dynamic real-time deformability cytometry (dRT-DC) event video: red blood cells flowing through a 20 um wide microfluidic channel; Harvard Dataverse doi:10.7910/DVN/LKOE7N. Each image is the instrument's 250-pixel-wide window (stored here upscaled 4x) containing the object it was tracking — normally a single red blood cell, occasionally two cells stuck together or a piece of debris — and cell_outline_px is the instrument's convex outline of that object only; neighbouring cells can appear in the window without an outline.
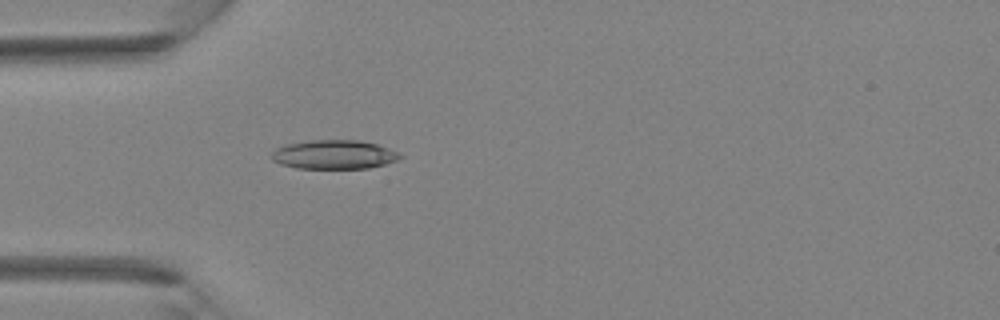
{"species": "Egyptian fruit bat (a non-hibernating species)", "species_latin": "Rousettus aegyptiacus", "temperature_condition": "room temperature", "stored_images_in_passage": 30, "camera_frame_rate_fps": 3000, "um_per_image_px": 0.085, "animal": {"sex": "female"}, "frame": {"image": 1, "passage_image": 1, "time_ms": 0.0, "image_size_px": [1000, 320], "cell_outline_px": [[404, 156], [396, 160], [384, 164], [368, 168], [296, 168], [280, 164], [272, 160], [272, 152], [276, 148], [288, 144], [312, 140], [360, 140], [376, 144], [388, 148]], "centroid_in_image_um": [28.38, 13.14], "position_along_channel_um": 56.6, "area_um2": 21.5}}
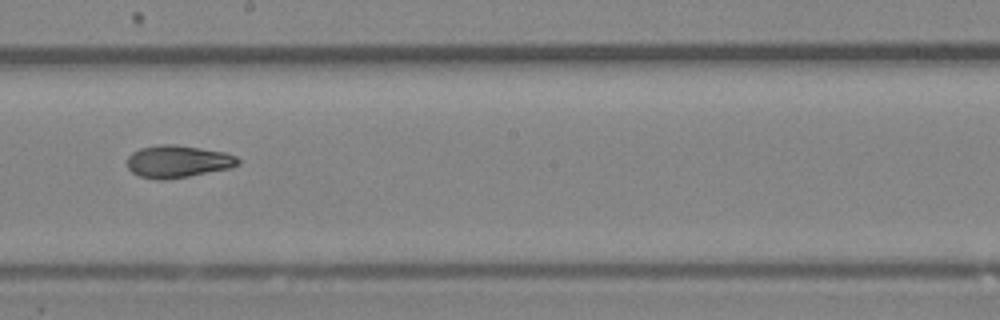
{"frame": {"image": 2, "passage_image": 12, "time_ms": 3.667, "image_size_px": [1000, 320], "cell_outline_px": [[240, 164], [232, 168], [188, 176], [164, 180], [156, 180], [140, 176], [132, 172], [128, 168], [128, 156], [132, 152], [140, 148], [160, 144], [176, 144], [224, 152], [236, 156], [240, 160]], "centroid_in_image_um": [15.13, 13.72], "position_along_channel_um": 233.1, "area_um2": 20.98}}
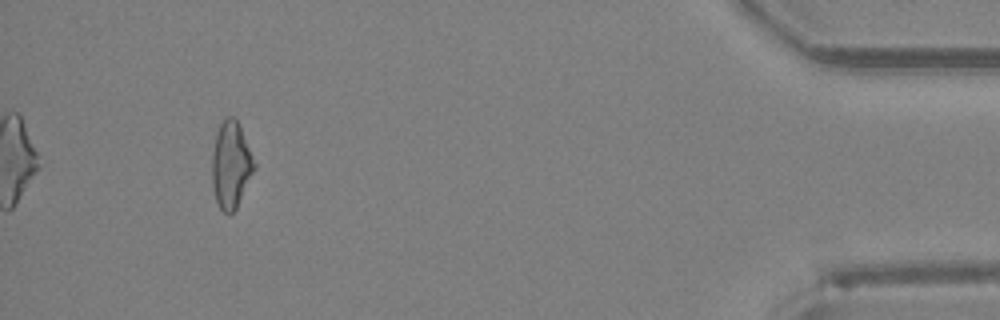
{"frame": {"image": 3, "passage_image": 27, "time_ms": 8.667, "image_size_px": [1000, 320], "cell_outline_px": [[256, 168], [236, 208], [228, 216], [220, 208], [216, 200], [212, 188], [212, 152], [216, 132], [224, 116], [232, 116], [236, 120], [240, 128], [256, 164]], "centroid_in_image_um": [19.61, 14.03], "position_along_channel_um": 415.6, "area_um2": 21.33}}